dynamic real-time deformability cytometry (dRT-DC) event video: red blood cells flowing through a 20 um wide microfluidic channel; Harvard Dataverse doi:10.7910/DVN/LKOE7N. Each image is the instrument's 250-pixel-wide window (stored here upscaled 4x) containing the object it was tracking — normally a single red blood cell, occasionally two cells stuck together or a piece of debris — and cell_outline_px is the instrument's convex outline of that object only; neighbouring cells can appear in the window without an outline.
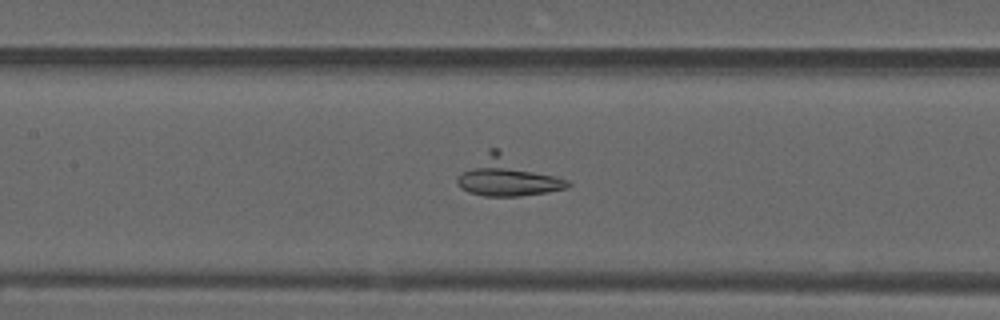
{"species": "common noctule bat (a hibernating species)", "species_latin": "Nyctalus noctula", "temperature_condition": "warm", "stored_images_in_passage": 53, "camera_frame_rate_fps": 3000, "um_per_image_px": 0.085, "animal": {"sex": "male", "forearm_length_mm": 52.5}, "frame": {"image": 1, "passage_image": 24, "time_ms": 7.667, "image_size_px": [1000, 320], "cell_outline_px": [[572, 184], [568, 188], [520, 196], [484, 196], [468, 192], [460, 188], [456, 184], [456, 176], [488, 148], [496, 148], [568, 180]], "centroid_in_image_um": [43.09, 15.0], "position_along_channel_um": 164.3, "area_um2": 25.14}}
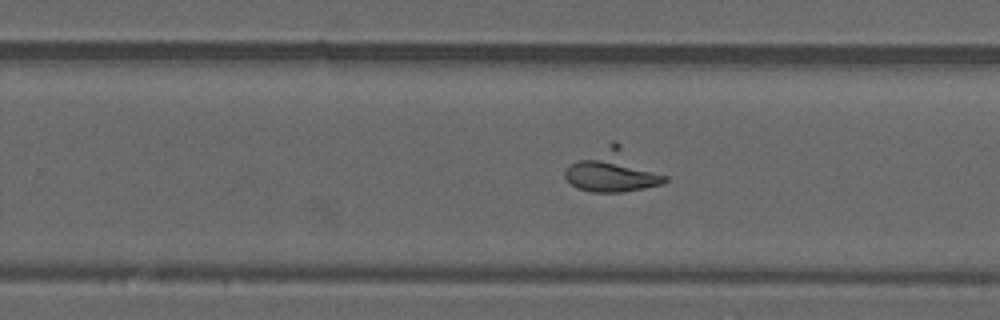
{"frame": {"image": 2, "passage_image": 33, "time_ms": 10.667, "image_size_px": [1000, 320], "cell_outline_px": [[668, 180], [664, 184], [624, 192], [592, 192], [576, 188], [564, 176], [564, 172], [576, 160], [612, 140], [616, 140], [668, 176]], "centroid_in_image_um": [52.15, 14.51], "position_along_channel_um": 277.7, "area_um2": 24.91}}
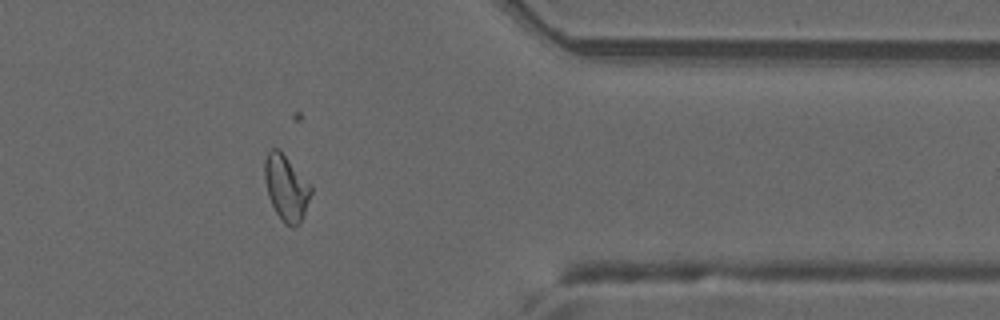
{"frame": {"image": 3, "passage_image": 43, "time_ms": 14.0, "image_size_px": [1000, 320], "cell_outline_px": [[312, 192], [304, 216], [296, 228], [292, 228], [284, 224], [276, 212], [268, 196], [264, 180], [264, 160], [268, 152], [272, 148], [280, 148], [312, 184]], "centroid_in_image_um": [24.35, 15.94], "position_along_channel_um": 387.1, "area_um2": 18.32}}